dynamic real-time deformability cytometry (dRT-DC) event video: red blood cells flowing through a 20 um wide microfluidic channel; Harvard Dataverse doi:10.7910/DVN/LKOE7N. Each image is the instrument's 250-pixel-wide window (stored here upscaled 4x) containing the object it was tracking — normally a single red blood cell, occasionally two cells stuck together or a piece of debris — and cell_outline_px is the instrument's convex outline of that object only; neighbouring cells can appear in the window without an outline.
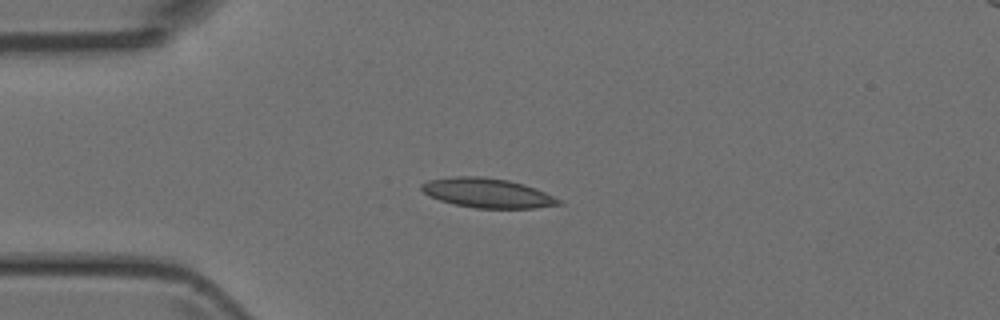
{"species": "Egyptian fruit bat (a non-hibernating species)", "species_latin": "Rousettus aegyptiacus", "temperature_condition": "room temperature", "stored_images_in_passage": 6, "camera_frame_rate_fps": 3000, "um_per_image_px": 0.085, "animal": {"sex": "female"}, "frame": {"image": 1, "passage_image": 2, "time_ms": 2.0, "image_size_px": [1000, 320], "cell_outline_px": [[564, 204], [536, 208], [476, 208], [456, 204], [440, 200], [428, 196], [420, 188], [420, 184], [428, 180], [456, 176], [480, 176], [508, 180], [524, 184], [536, 188], [564, 200]], "centroid_in_image_um": [41.48, 16.4], "position_along_channel_um": 43.5, "area_um2": 23.76}}
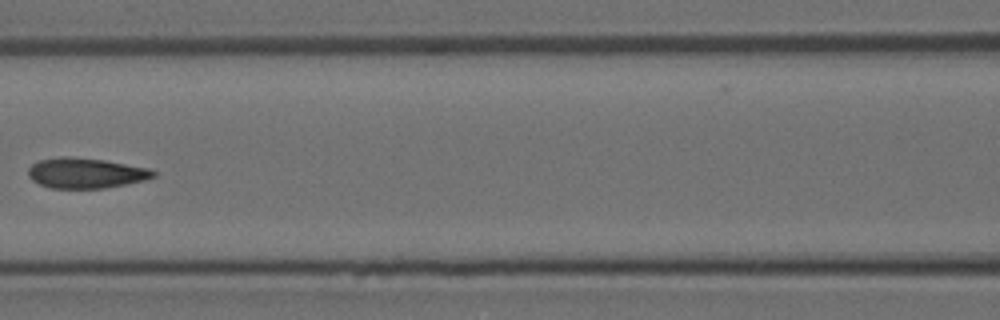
{"frame": {"image": 2, "passage_image": 5, "time_ms": 5.333, "image_size_px": [1000, 320], "cell_outline_px": [[156, 176], [144, 180], [104, 188], [52, 188], [40, 184], [32, 180], [28, 176], [28, 168], [32, 164], [40, 160], [60, 156], [68, 156], [104, 160], [148, 168], [156, 172]], "centroid_in_image_um": [7.27, 14.7], "position_along_channel_um": 159.3, "area_um2": 21.96}}
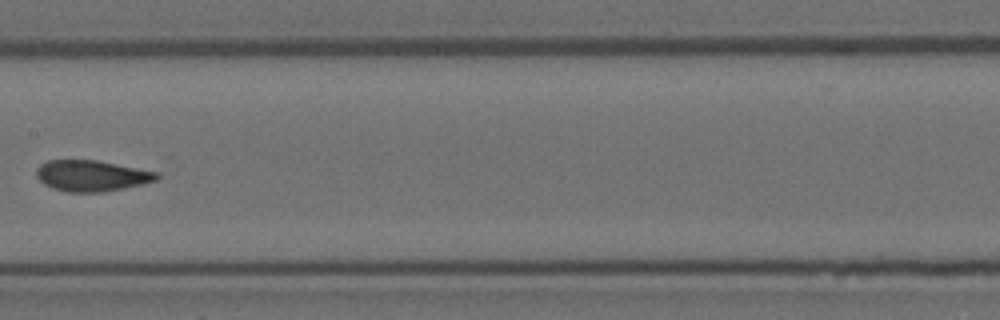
{"frame": {"image": 3, "passage_image": 6, "time_ms": 6.333, "image_size_px": [1000, 320], "cell_outline_px": [[160, 176], [156, 180], [124, 188], [100, 192], [68, 192], [52, 188], [44, 184], [36, 176], [36, 168], [40, 164], [48, 160], [96, 160], [160, 172]], "centroid_in_image_um": [7.78, 14.93], "position_along_channel_um": 199.6, "area_um2": 21.73}}